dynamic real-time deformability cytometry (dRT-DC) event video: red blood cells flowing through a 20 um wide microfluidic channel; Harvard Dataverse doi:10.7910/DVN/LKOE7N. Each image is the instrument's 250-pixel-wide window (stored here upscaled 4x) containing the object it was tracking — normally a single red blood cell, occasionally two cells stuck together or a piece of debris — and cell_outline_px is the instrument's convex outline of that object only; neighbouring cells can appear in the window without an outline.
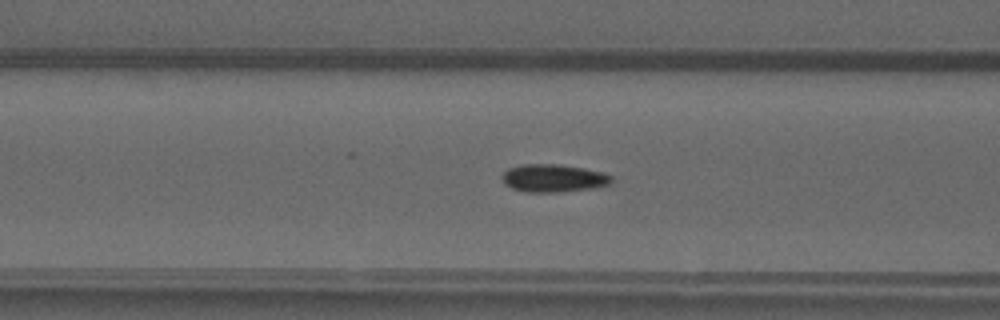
{"species": "common noctule bat (a hibernating species)", "species_latin": "Nyctalus noctula", "temperature_condition": "warm", "stored_images_in_passage": 51, "camera_frame_rate_fps": 3000, "um_per_image_px": 0.085, "animal": {"sex": "male", "forearm_length_mm": 52.5}, "frame": {"image": 1, "passage_image": 20, "time_ms": 6.333, "image_size_px": [1000, 320], "cell_outline_px": [[612, 180], [608, 184], [592, 188], [560, 192], [524, 192], [512, 188], [504, 184], [500, 176], [508, 168], [520, 164], [556, 164], [584, 168], [604, 172], [612, 176]], "centroid_in_image_um": [47.0, 15.14], "position_along_channel_um": 119.6, "area_um2": 17.86}}
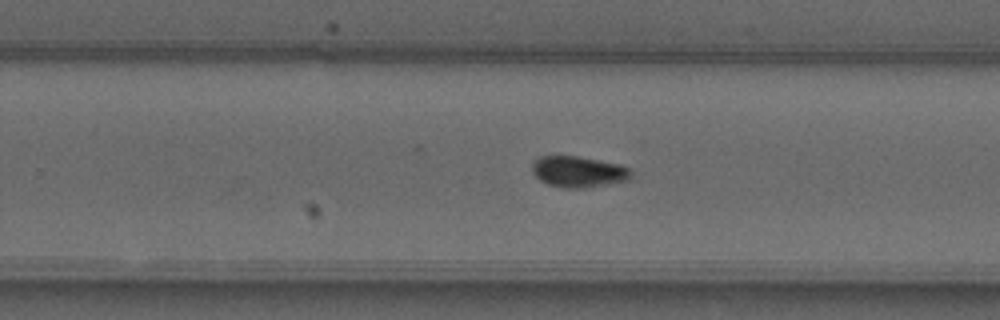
{"frame": {"image": 2, "passage_image": 32, "time_ms": 10.333, "image_size_px": [1000, 320], "cell_outline_px": [[632, 176], [628, 180], [584, 188], [564, 188], [548, 184], [540, 180], [532, 172], [532, 160], [540, 156], [576, 156], [620, 164], [628, 168], [632, 172]], "centroid_in_image_um": [49.14, 14.59], "position_along_channel_um": 280.7, "area_um2": 17.92}}
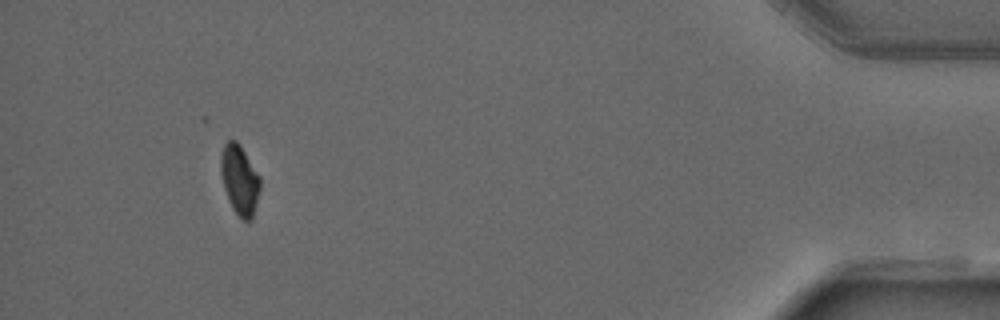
{"frame": {"image": 3, "passage_image": 47, "time_ms": 15.333, "image_size_px": [1000, 320], "cell_outline_px": [[260, 188], [252, 220], [244, 220], [232, 208], [228, 200], [224, 188], [220, 172], [220, 156], [224, 144], [228, 140], [236, 140], [240, 144], [260, 176]], "centroid_in_image_um": [20.36, 15.25], "position_along_channel_um": 414.8, "area_um2": 16.01}, "authors_computed_cell_mechanics": {"area_um2": 16.2996, "velocity_mm_per_s": 4.037, "shape_relaxation_time_tau1_ms": 7.4027, "shape_relaxation_time_tau2_ms": null, "deformation_change_tau1": 0.1741, "deformation_change_tau2": null}}